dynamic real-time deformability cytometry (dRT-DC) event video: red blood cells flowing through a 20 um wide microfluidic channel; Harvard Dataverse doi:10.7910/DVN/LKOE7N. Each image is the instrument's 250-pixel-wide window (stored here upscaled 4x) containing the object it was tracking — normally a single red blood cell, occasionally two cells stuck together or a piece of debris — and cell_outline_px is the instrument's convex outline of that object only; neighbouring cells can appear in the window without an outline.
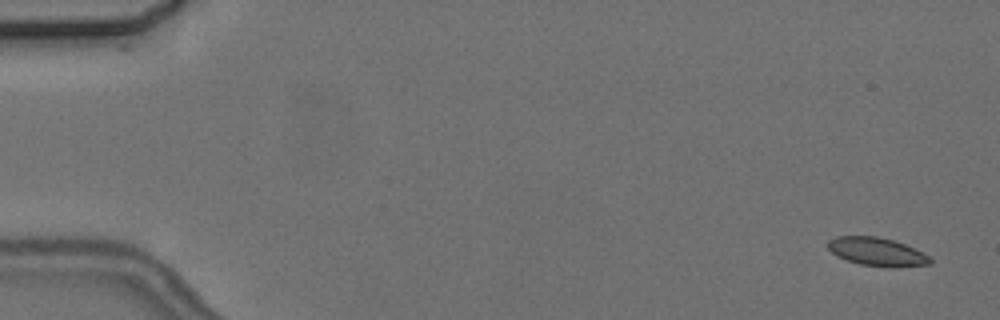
{"species": "common noctule bat (a hibernating species)", "species_latin": "Nyctalus noctula", "temperature_condition": "cold", "stored_images_in_passage": 5, "camera_frame_rate_fps": 3000, "um_per_image_px": 0.085, "animal": {"sex": "female", "body_mass_g": 24.6, "forearm_length_mm": 56.2}, "frame": {"image": 1, "passage_image": 1, "time_ms": 0.0, "image_size_px": [1000, 320], "cell_outline_px": [[932, 264], [892, 268], [888, 268], [860, 264], [836, 256], [828, 248], [828, 240], [836, 236], [876, 236], [892, 240], [904, 244], [928, 256], [932, 260]], "centroid_in_image_um": [74.52, 21.41], "position_along_channel_um": 10.5, "area_um2": 16.82}}